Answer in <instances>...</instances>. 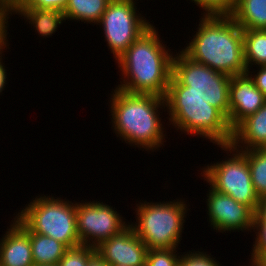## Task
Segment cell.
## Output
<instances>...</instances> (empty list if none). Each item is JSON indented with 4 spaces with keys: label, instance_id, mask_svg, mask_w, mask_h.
Masks as SVG:
<instances>
[{
    "label": "cell",
    "instance_id": "cell-1",
    "mask_svg": "<svg viewBox=\"0 0 266 266\" xmlns=\"http://www.w3.org/2000/svg\"><path fill=\"white\" fill-rule=\"evenodd\" d=\"M114 88L108 98V106L111 113L109 116H112L109 123H112L111 128L116 137L149 153L163 148L167 135L160 113L163 110L166 112L165 98Z\"/></svg>",
    "mask_w": 266,
    "mask_h": 266
},
{
    "label": "cell",
    "instance_id": "cell-2",
    "mask_svg": "<svg viewBox=\"0 0 266 266\" xmlns=\"http://www.w3.org/2000/svg\"><path fill=\"white\" fill-rule=\"evenodd\" d=\"M158 29L152 24L116 61L121 71L116 88L130 93L165 97L172 76L174 52L163 44Z\"/></svg>",
    "mask_w": 266,
    "mask_h": 266
},
{
    "label": "cell",
    "instance_id": "cell-3",
    "mask_svg": "<svg viewBox=\"0 0 266 266\" xmlns=\"http://www.w3.org/2000/svg\"><path fill=\"white\" fill-rule=\"evenodd\" d=\"M197 31L182 52L192 61L228 76L247 73L242 28L230 15L200 16Z\"/></svg>",
    "mask_w": 266,
    "mask_h": 266
},
{
    "label": "cell",
    "instance_id": "cell-4",
    "mask_svg": "<svg viewBox=\"0 0 266 266\" xmlns=\"http://www.w3.org/2000/svg\"><path fill=\"white\" fill-rule=\"evenodd\" d=\"M167 123L180 134L197 136L213 144H231L233 130L227 118L198 95L166 94Z\"/></svg>",
    "mask_w": 266,
    "mask_h": 266
},
{
    "label": "cell",
    "instance_id": "cell-5",
    "mask_svg": "<svg viewBox=\"0 0 266 266\" xmlns=\"http://www.w3.org/2000/svg\"><path fill=\"white\" fill-rule=\"evenodd\" d=\"M181 199L166 202L140 200L135 204L136 222L130 221L129 225L148 250L174 249L181 244L185 219L190 210L189 202L186 204L188 200Z\"/></svg>",
    "mask_w": 266,
    "mask_h": 266
},
{
    "label": "cell",
    "instance_id": "cell-6",
    "mask_svg": "<svg viewBox=\"0 0 266 266\" xmlns=\"http://www.w3.org/2000/svg\"><path fill=\"white\" fill-rule=\"evenodd\" d=\"M231 76L192 61L181 50L174 53L166 94L198 95L228 120Z\"/></svg>",
    "mask_w": 266,
    "mask_h": 266
},
{
    "label": "cell",
    "instance_id": "cell-7",
    "mask_svg": "<svg viewBox=\"0 0 266 266\" xmlns=\"http://www.w3.org/2000/svg\"><path fill=\"white\" fill-rule=\"evenodd\" d=\"M43 195V196H42ZM35 196L16 216L31 232L54 238L67 248L80 245L76 201L48 194ZM21 211V212H20Z\"/></svg>",
    "mask_w": 266,
    "mask_h": 266
},
{
    "label": "cell",
    "instance_id": "cell-8",
    "mask_svg": "<svg viewBox=\"0 0 266 266\" xmlns=\"http://www.w3.org/2000/svg\"><path fill=\"white\" fill-rule=\"evenodd\" d=\"M217 147L224 150L228 157L214 164H205L200 169V175L203 177L200 179L206 181L216 192L234 198L255 212L260 198L253 186L246 153L236 149L232 144Z\"/></svg>",
    "mask_w": 266,
    "mask_h": 266
},
{
    "label": "cell",
    "instance_id": "cell-9",
    "mask_svg": "<svg viewBox=\"0 0 266 266\" xmlns=\"http://www.w3.org/2000/svg\"><path fill=\"white\" fill-rule=\"evenodd\" d=\"M136 5L132 0H111L97 24L103 29L104 40L114 62L152 25Z\"/></svg>",
    "mask_w": 266,
    "mask_h": 266
},
{
    "label": "cell",
    "instance_id": "cell-10",
    "mask_svg": "<svg viewBox=\"0 0 266 266\" xmlns=\"http://www.w3.org/2000/svg\"><path fill=\"white\" fill-rule=\"evenodd\" d=\"M116 208L104 202L76 201V224L80 244L97 247L102 241L120 234L130 222H126Z\"/></svg>",
    "mask_w": 266,
    "mask_h": 266
},
{
    "label": "cell",
    "instance_id": "cell-11",
    "mask_svg": "<svg viewBox=\"0 0 266 266\" xmlns=\"http://www.w3.org/2000/svg\"><path fill=\"white\" fill-rule=\"evenodd\" d=\"M206 194V214L211 229L222 234L252 231L254 211L249 206L238 203L234 198L216 192L211 187Z\"/></svg>",
    "mask_w": 266,
    "mask_h": 266
},
{
    "label": "cell",
    "instance_id": "cell-12",
    "mask_svg": "<svg viewBox=\"0 0 266 266\" xmlns=\"http://www.w3.org/2000/svg\"><path fill=\"white\" fill-rule=\"evenodd\" d=\"M96 254L109 266H145L148 248L129 225L120 234L102 241Z\"/></svg>",
    "mask_w": 266,
    "mask_h": 266
},
{
    "label": "cell",
    "instance_id": "cell-13",
    "mask_svg": "<svg viewBox=\"0 0 266 266\" xmlns=\"http://www.w3.org/2000/svg\"><path fill=\"white\" fill-rule=\"evenodd\" d=\"M228 123L232 130L247 116L266 103V97L255 86L248 73L234 75L229 85Z\"/></svg>",
    "mask_w": 266,
    "mask_h": 266
},
{
    "label": "cell",
    "instance_id": "cell-14",
    "mask_svg": "<svg viewBox=\"0 0 266 266\" xmlns=\"http://www.w3.org/2000/svg\"><path fill=\"white\" fill-rule=\"evenodd\" d=\"M9 227L0 239V266H34L29 229L16 216Z\"/></svg>",
    "mask_w": 266,
    "mask_h": 266
},
{
    "label": "cell",
    "instance_id": "cell-15",
    "mask_svg": "<svg viewBox=\"0 0 266 266\" xmlns=\"http://www.w3.org/2000/svg\"><path fill=\"white\" fill-rule=\"evenodd\" d=\"M231 144L241 151L266 148V103L233 129Z\"/></svg>",
    "mask_w": 266,
    "mask_h": 266
},
{
    "label": "cell",
    "instance_id": "cell-16",
    "mask_svg": "<svg viewBox=\"0 0 266 266\" xmlns=\"http://www.w3.org/2000/svg\"><path fill=\"white\" fill-rule=\"evenodd\" d=\"M17 14L33 26V30L42 38L52 37L60 25L65 22L63 11L55 9H40L32 7H11V16Z\"/></svg>",
    "mask_w": 266,
    "mask_h": 266
},
{
    "label": "cell",
    "instance_id": "cell-17",
    "mask_svg": "<svg viewBox=\"0 0 266 266\" xmlns=\"http://www.w3.org/2000/svg\"><path fill=\"white\" fill-rule=\"evenodd\" d=\"M29 237L34 265L57 266L59 264L67 249L63 243L30 230Z\"/></svg>",
    "mask_w": 266,
    "mask_h": 266
},
{
    "label": "cell",
    "instance_id": "cell-18",
    "mask_svg": "<svg viewBox=\"0 0 266 266\" xmlns=\"http://www.w3.org/2000/svg\"><path fill=\"white\" fill-rule=\"evenodd\" d=\"M229 15L242 29H266V0H238Z\"/></svg>",
    "mask_w": 266,
    "mask_h": 266
},
{
    "label": "cell",
    "instance_id": "cell-19",
    "mask_svg": "<svg viewBox=\"0 0 266 266\" xmlns=\"http://www.w3.org/2000/svg\"><path fill=\"white\" fill-rule=\"evenodd\" d=\"M111 0H69L64 16L67 21H81L97 26ZM69 19V20H68Z\"/></svg>",
    "mask_w": 266,
    "mask_h": 266
},
{
    "label": "cell",
    "instance_id": "cell-20",
    "mask_svg": "<svg viewBox=\"0 0 266 266\" xmlns=\"http://www.w3.org/2000/svg\"><path fill=\"white\" fill-rule=\"evenodd\" d=\"M242 33L246 68L266 66V29H242Z\"/></svg>",
    "mask_w": 266,
    "mask_h": 266
},
{
    "label": "cell",
    "instance_id": "cell-21",
    "mask_svg": "<svg viewBox=\"0 0 266 266\" xmlns=\"http://www.w3.org/2000/svg\"><path fill=\"white\" fill-rule=\"evenodd\" d=\"M251 173V179L259 198L266 197V148L243 150Z\"/></svg>",
    "mask_w": 266,
    "mask_h": 266
},
{
    "label": "cell",
    "instance_id": "cell-22",
    "mask_svg": "<svg viewBox=\"0 0 266 266\" xmlns=\"http://www.w3.org/2000/svg\"><path fill=\"white\" fill-rule=\"evenodd\" d=\"M95 255V247L85 244L68 247L57 266H88L89 261Z\"/></svg>",
    "mask_w": 266,
    "mask_h": 266
},
{
    "label": "cell",
    "instance_id": "cell-23",
    "mask_svg": "<svg viewBox=\"0 0 266 266\" xmlns=\"http://www.w3.org/2000/svg\"><path fill=\"white\" fill-rule=\"evenodd\" d=\"M179 248L148 250L145 266H177L180 255Z\"/></svg>",
    "mask_w": 266,
    "mask_h": 266
},
{
    "label": "cell",
    "instance_id": "cell-24",
    "mask_svg": "<svg viewBox=\"0 0 266 266\" xmlns=\"http://www.w3.org/2000/svg\"><path fill=\"white\" fill-rule=\"evenodd\" d=\"M202 8L201 15H229L236 7L238 0H190Z\"/></svg>",
    "mask_w": 266,
    "mask_h": 266
},
{
    "label": "cell",
    "instance_id": "cell-25",
    "mask_svg": "<svg viewBox=\"0 0 266 266\" xmlns=\"http://www.w3.org/2000/svg\"><path fill=\"white\" fill-rule=\"evenodd\" d=\"M195 250H189L188 252L181 253L177 266H222L220 262L215 259L211 253ZM193 251V252H192ZM186 253V254H185ZM217 260V261H216Z\"/></svg>",
    "mask_w": 266,
    "mask_h": 266
},
{
    "label": "cell",
    "instance_id": "cell-26",
    "mask_svg": "<svg viewBox=\"0 0 266 266\" xmlns=\"http://www.w3.org/2000/svg\"><path fill=\"white\" fill-rule=\"evenodd\" d=\"M251 232L256 234L251 248L249 266H253L266 253V224H253Z\"/></svg>",
    "mask_w": 266,
    "mask_h": 266
},
{
    "label": "cell",
    "instance_id": "cell-27",
    "mask_svg": "<svg viewBox=\"0 0 266 266\" xmlns=\"http://www.w3.org/2000/svg\"><path fill=\"white\" fill-rule=\"evenodd\" d=\"M69 0H10L11 7L65 10Z\"/></svg>",
    "mask_w": 266,
    "mask_h": 266
},
{
    "label": "cell",
    "instance_id": "cell-28",
    "mask_svg": "<svg viewBox=\"0 0 266 266\" xmlns=\"http://www.w3.org/2000/svg\"><path fill=\"white\" fill-rule=\"evenodd\" d=\"M11 17L10 0H0V48H9L8 27L9 18ZM8 25V26H7ZM8 46V47H7Z\"/></svg>",
    "mask_w": 266,
    "mask_h": 266
},
{
    "label": "cell",
    "instance_id": "cell-29",
    "mask_svg": "<svg viewBox=\"0 0 266 266\" xmlns=\"http://www.w3.org/2000/svg\"><path fill=\"white\" fill-rule=\"evenodd\" d=\"M257 69L248 68L247 73L253 79L255 86L264 94L266 97V66L256 67ZM253 70V71H251ZM257 72V73H256Z\"/></svg>",
    "mask_w": 266,
    "mask_h": 266
},
{
    "label": "cell",
    "instance_id": "cell-30",
    "mask_svg": "<svg viewBox=\"0 0 266 266\" xmlns=\"http://www.w3.org/2000/svg\"><path fill=\"white\" fill-rule=\"evenodd\" d=\"M253 224H266V197L259 199L256 211L254 212Z\"/></svg>",
    "mask_w": 266,
    "mask_h": 266
},
{
    "label": "cell",
    "instance_id": "cell-31",
    "mask_svg": "<svg viewBox=\"0 0 266 266\" xmlns=\"http://www.w3.org/2000/svg\"><path fill=\"white\" fill-rule=\"evenodd\" d=\"M3 55H4V53L3 52H1L0 53V95H2V91H4L5 90V86H6V82L8 81L7 80V69H6V67L4 66L5 64L3 63Z\"/></svg>",
    "mask_w": 266,
    "mask_h": 266
},
{
    "label": "cell",
    "instance_id": "cell-32",
    "mask_svg": "<svg viewBox=\"0 0 266 266\" xmlns=\"http://www.w3.org/2000/svg\"><path fill=\"white\" fill-rule=\"evenodd\" d=\"M88 266H109L97 254L89 261Z\"/></svg>",
    "mask_w": 266,
    "mask_h": 266
},
{
    "label": "cell",
    "instance_id": "cell-33",
    "mask_svg": "<svg viewBox=\"0 0 266 266\" xmlns=\"http://www.w3.org/2000/svg\"><path fill=\"white\" fill-rule=\"evenodd\" d=\"M253 266H266V253Z\"/></svg>",
    "mask_w": 266,
    "mask_h": 266
},
{
    "label": "cell",
    "instance_id": "cell-34",
    "mask_svg": "<svg viewBox=\"0 0 266 266\" xmlns=\"http://www.w3.org/2000/svg\"><path fill=\"white\" fill-rule=\"evenodd\" d=\"M4 50H7V48H0V53L5 52Z\"/></svg>",
    "mask_w": 266,
    "mask_h": 266
},
{
    "label": "cell",
    "instance_id": "cell-35",
    "mask_svg": "<svg viewBox=\"0 0 266 266\" xmlns=\"http://www.w3.org/2000/svg\"><path fill=\"white\" fill-rule=\"evenodd\" d=\"M111 266H125V265H123V264L122 265L116 264V265H111Z\"/></svg>",
    "mask_w": 266,
    "mask_h": 266
}]
</instances>
